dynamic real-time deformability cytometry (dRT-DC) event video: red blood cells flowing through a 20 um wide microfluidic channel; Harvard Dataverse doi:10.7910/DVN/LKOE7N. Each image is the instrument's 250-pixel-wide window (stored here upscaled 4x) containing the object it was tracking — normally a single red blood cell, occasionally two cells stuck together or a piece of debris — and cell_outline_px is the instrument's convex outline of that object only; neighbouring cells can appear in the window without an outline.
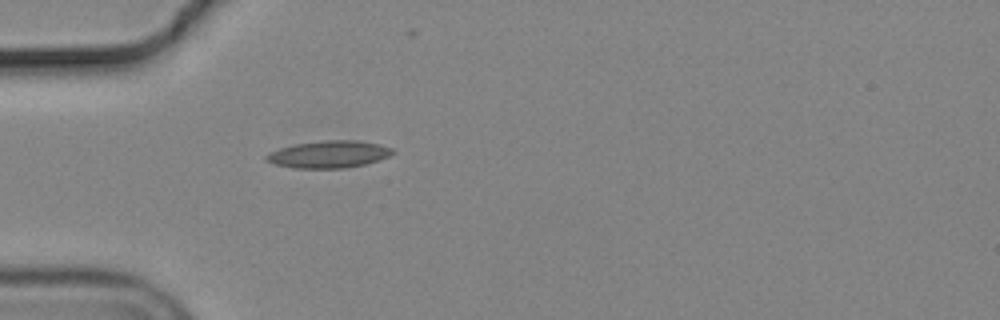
{"species": "common noctule bat (a hibernating species)", "species_latin": "Nyctalus noctula", "temperature_condition": "cold", "stored_images_in_passage": 5, "camera_frame_rate_fps": 3000, "um_per_image_px": 0.085, "animal": {"sex": "male", "body_mass_g": 19.2, "forearm_length_mm": 51.8}, "frame": {"image": 1, "passage_image": 1, "time_ms": 0.0, "image_size_px": [1000, 320], "cell_outline_px": [[396, 152], [388, 156], [364, 164], [344, 168], [296, 168], [276, 164], [264, 160], [264, 156], [268, 152], [280, 148], [296, 144], [324, 140], [356, 140], [380, 144], [392, 148]], "centroid_in_image_um": [27.93, 13.11], "position_along_channel_um": 57.1, "area_um2": 19.88}}
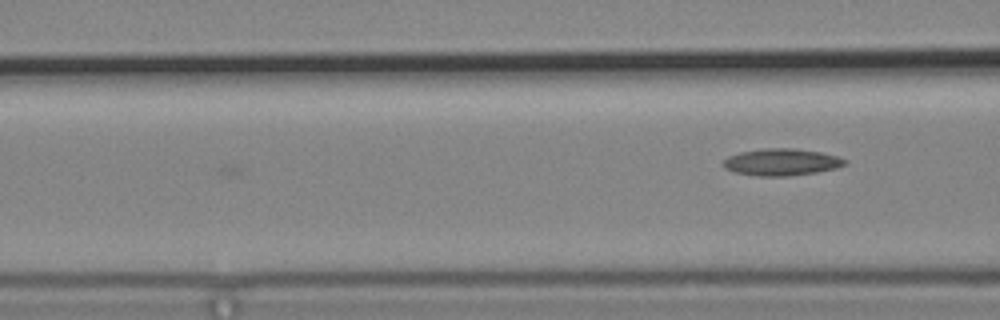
{"frame": {"image": 2, "passage_image": 5, "time_ms": 1.333, "image_size_px": [1000, 320], "cell_outline_px": [[848, 164], [836, 168], [816, 172], [788, 176], [756, 176], [736, 172], [724, 168], [720, 164], [728, 156], [740, 152], [764, 148], [792, 148], [820, 152], [836, 156], [848, 160]], "centroid_in_image_um": [66.42, 13.78], "position_along_channel_um": 100.2, "area_um2": 19.13}}